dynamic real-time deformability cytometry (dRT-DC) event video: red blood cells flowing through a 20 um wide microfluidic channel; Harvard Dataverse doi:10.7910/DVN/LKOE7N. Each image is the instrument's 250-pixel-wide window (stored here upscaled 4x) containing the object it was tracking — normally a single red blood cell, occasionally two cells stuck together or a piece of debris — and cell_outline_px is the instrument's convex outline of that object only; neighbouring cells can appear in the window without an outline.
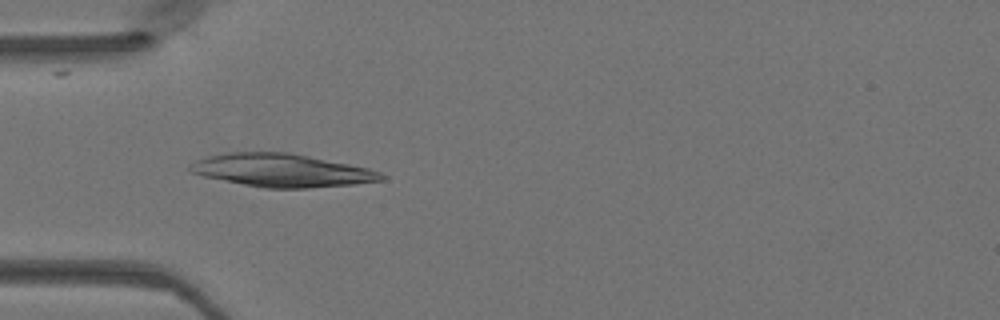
{"species": "Egyptian fruit bat (a non-hibernating species)", "species_latin": "Rousettus aegyptiacus", "temperature_condition": "warm", "stored_images_in_passage": 48, "camera_frame_rate_fps": 3000, "um_per_image_px": 0.085, "animal": {"sex": "female"}, "frame": {"image": 1, "passage_image": 15, "time_ms": 4.667, "image_size_px": [1000, 320], "cell_outline_px": [[388, 176], [384, 180], [356, 184], [308, 188], [264, 188], [204, 176], [192, 172], [188, 168], [188, 164], [196, 160], [208, 156], [228, 152], [288, 152], [368, 168], [380, 172]], "centroid_in_image_um": [23.97, 14.48], "position_along_channel_um": 61.0, "area_um2": 36.65}}
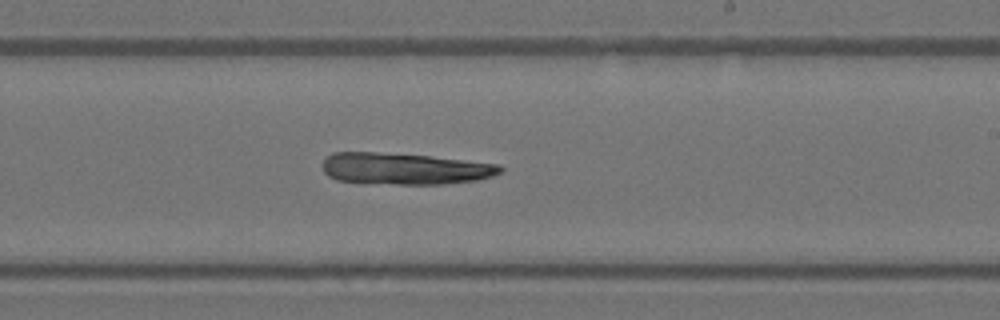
{"frame": {"image": 2, "passage_image": 29, "time_ms": 9.333, "image_size_px": [1000, 320], "cell_outline_px": [[504, 168], [500, 172], [492, 176], [476, 180], [444, 184], [396, 184], [336, 180], [328, 176], [324, 172], [320, 164], [332, 152], [376, 152], [428, 156], [500, 164]], "centroid_in_image_um": [34.37, 14.33], "position_along_channel_um": 254.6, "area_um2": 32.6}}
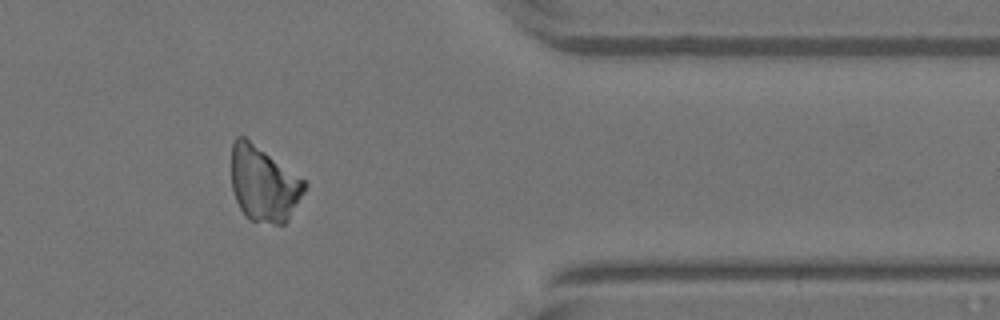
{"frame": {"image": 3, "passage_image": 40, "time_ms": 13.0, "image_size_px": [1000, 320], "cell_outline_px": [[308, 184], [304, 192], [288, 220], [284, 224], [272, 224], [248, 220], [244, 216], [236, 200], [232, 188], [232, 144], [236, 136], [244, 136], [308, 180]], "centroid_in_image_um": [22.44, 15.63], "position_along_channel_um": 389.0, "area_um2": 32.54}}